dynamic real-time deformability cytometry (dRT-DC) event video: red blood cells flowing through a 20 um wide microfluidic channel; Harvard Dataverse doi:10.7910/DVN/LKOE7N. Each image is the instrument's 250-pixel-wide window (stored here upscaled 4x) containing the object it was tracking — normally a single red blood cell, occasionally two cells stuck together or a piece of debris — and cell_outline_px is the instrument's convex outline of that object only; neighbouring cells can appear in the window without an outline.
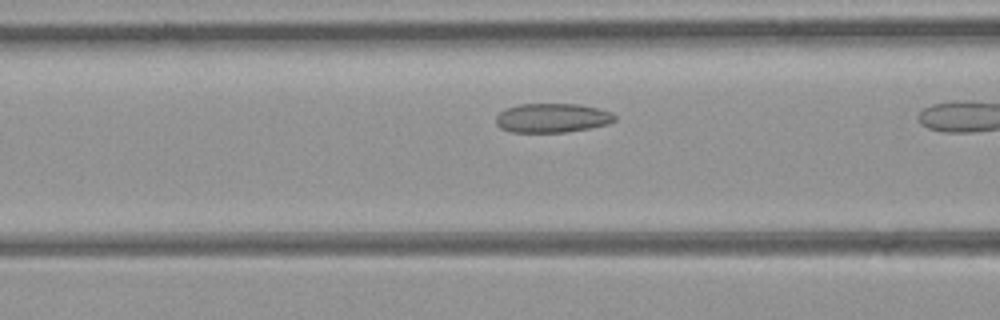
{"species": "common noctule bat (a hibernating species)", "species_latin": "Nyctalus noctula", "temperature_condition": "room temperature", "stored_images_in_passage": 10, "camera_frame_rate_fps": 3000, "um_per_image_px": 0.085, "animal": {"sex": "female", "body_mass_g": 21.9}, "frame": {"image": 1, "passage_image": 9, "time_ms": 2.667, "image_size_px": [1000, 320], "cell_outline_px": [[616, 120], [608, 124], [588, 128], [564, 132], [508, 132], [500, 128], [496, 124], [496, 116], [500, 112], [508, 108], [520, 104], [576, 104], [600, 108], [612, 112], [616, 116]], "centroid_in_image_um": [46.94, 10.03], "position_along_channel_um": 119.7, "area_um2": 20.23}}